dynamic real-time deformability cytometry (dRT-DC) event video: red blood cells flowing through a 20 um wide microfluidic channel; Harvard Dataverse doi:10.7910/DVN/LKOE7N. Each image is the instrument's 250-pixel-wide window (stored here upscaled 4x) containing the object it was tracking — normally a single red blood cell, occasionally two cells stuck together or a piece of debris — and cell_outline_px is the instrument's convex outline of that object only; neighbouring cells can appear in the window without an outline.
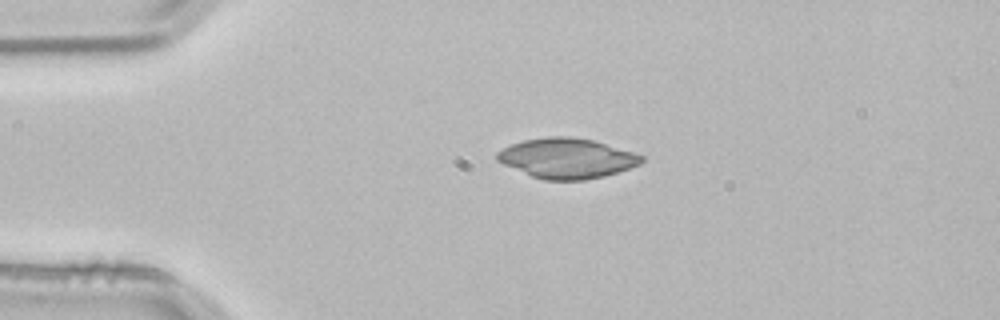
{"species": "common noctule bat (a hibernating species)", "species_latin": "Nyctalus noctula", "temperature_condition": "room temperature", "stored_images_in_passage": 4, "segment_of_instrument_passage": [2, 2], "camera_frame_rate_fps": 3000, "um_per_image_px": 0.085, "animal": {"sex": "male", "body_mass_g": 21.5, "forearm_length_mm": 52.0}, "frame": {"image": 1, "passage_image": 4, "time_ms": 1.0, "image_size_px": [1000, 320], "cell_outline_px": [[644, 160], [640, 164], [604, 176], [584, 180], [544, 180], [532, 176], [504, 164], [496, 160], [496, 152], [512, 144], [524, 140], [548, 136], [572, 136], [592, 140], [632, 152], [644, 156]], "centroid_in_image_um": [48.17, 13.45], "position_along_channel_um": 36.8, "area_um2": 33.41}}